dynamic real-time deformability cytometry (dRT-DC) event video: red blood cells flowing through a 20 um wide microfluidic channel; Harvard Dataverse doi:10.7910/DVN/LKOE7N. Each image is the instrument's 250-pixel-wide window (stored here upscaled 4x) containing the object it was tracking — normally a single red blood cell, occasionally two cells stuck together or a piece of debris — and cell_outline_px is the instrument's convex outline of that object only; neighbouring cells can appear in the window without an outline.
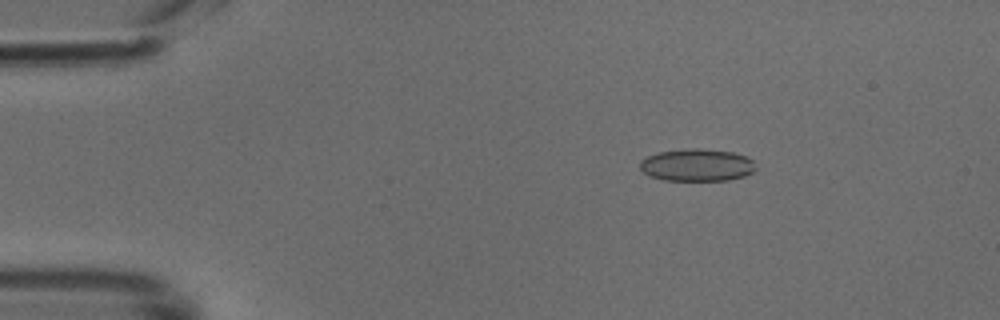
{"species": "common noctule bat (a hibernating species)", "species_latin": "Nyctalus noctula", "temperature_condition": "cold", "stored_images_in_passage": 45, "camera_frame_rate_fps": 3000, "um_per_image_px": 0.085, "animal": {"sex": "male", "body_mass_g": 18.8}, "frame": {"image": 1, "passage_image": 4, "time_ms": 1.0, "image_size_px": [1000, 320], "cell_outline_px": [[756, 168], [752, 172], [744, 176], [728, 180], [664, 180], [652, 176], [644, 172], [640, 168], [640, 160], [656, 152], [688, 148], [700, 148], [732, 152], [748, 156], [752, 160]], "centroid_in_image_um": [59.25, 14.01], "position_along_channel_um": 25.8, "area_um2": 21.85}}
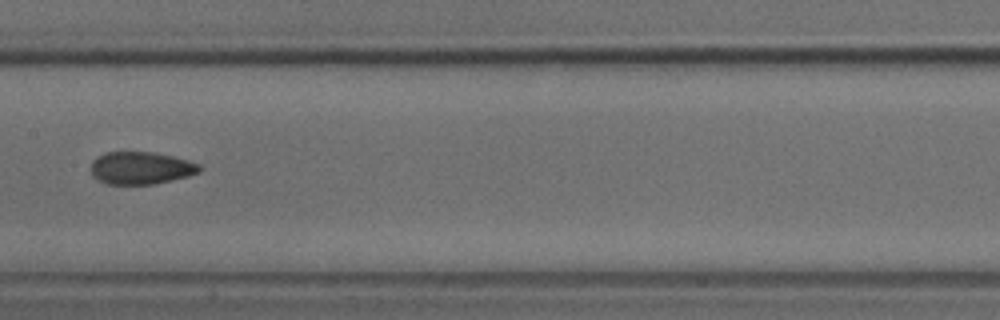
{"frame": {"image": 2, "passage_image": 21, "time_ms": 6.667, "image_size_px": [1000, 320], "cell_outline_px": [[200, 172], [188, 176], [152, 184], [108, 184], [92, 176], [92, 160], [96, 156], [108, 152], [152, 152], [172, 156], [188, 160], [200, 164]], "centroid_in_image_um": [11.97, 14.27], "position_along_channel_um": 195.4, "area_um2": 20.4}}
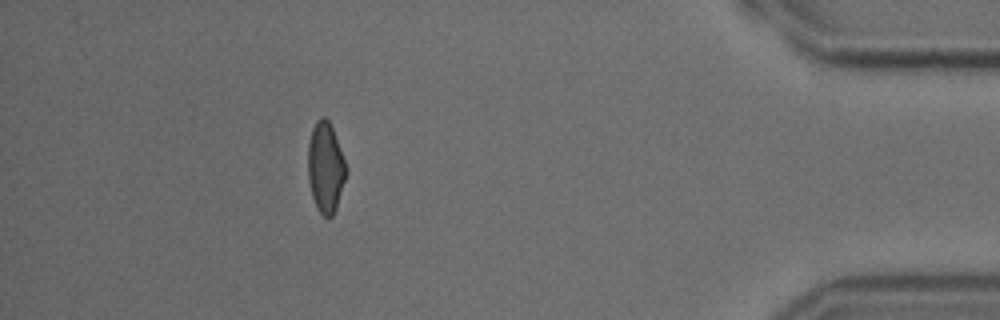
{"frame": {"image": 3, "passage_image": 40, "time_ms": 13.0, "image_size_px": [1000, 320], "cell_outline_px": [[344, 180], [336, 208], [332, 216], [324, 216], [320, 212], [312, 196], [308, 180], [308, 144], [312, 128], [316, 120], [320, 116], [324, 116], [328, 120], [332, 128], [344, 160]], "centroid_in_image_um": [27.63, 14.19], "position_along_channel_um": 407.6, "area_um2": 19.48}}